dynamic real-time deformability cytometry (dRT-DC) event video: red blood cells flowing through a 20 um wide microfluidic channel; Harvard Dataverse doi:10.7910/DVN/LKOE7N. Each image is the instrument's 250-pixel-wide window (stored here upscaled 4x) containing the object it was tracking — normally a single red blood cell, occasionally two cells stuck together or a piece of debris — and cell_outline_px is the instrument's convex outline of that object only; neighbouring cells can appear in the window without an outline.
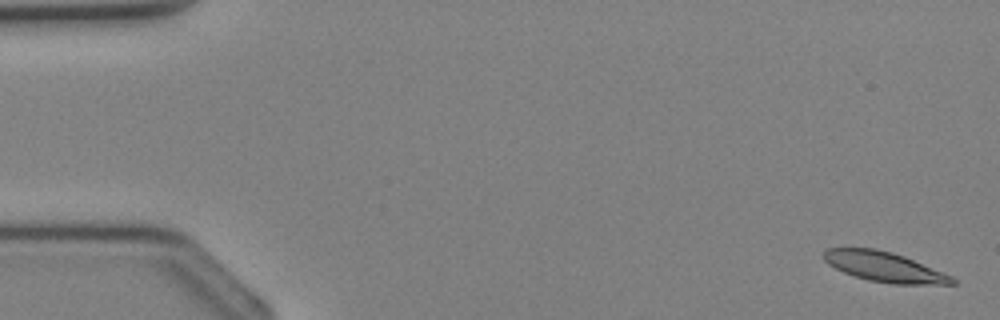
{"species": "Egyptian fruit bat (a non-hibernating species)", "species_latin": "Rousettus aegyptiacus", "temperature_condition": "cold", "stored_images_in_passage": 37, "camera_frame_rate_fps": 3000, "um_per_image_px": 0.085, "animal": {"sex": "female"}, "frame": {"image": 1, "passage_image": 1, "time_ms": 0.0, "image_size_px": [1000, 320], "cell_outline_px": [[956, 284], [892, 284], [868, 280], [844, 272], [828, 264], [820, 256], [828, 248], [876, 248], [892, 252], [904, 256], [952, 276], [956, 280]], "centroid_in_image_um": [75.15, 22.67], "position_along_channel_um": 9.9, "area_um2": 22.31}}
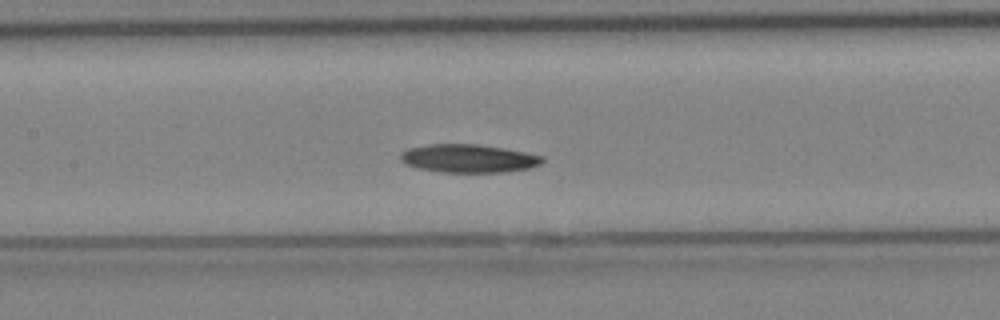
{"frame": {"image": 2, "passage_image": 17, "time_ms": 5.333, "image_size_px": [1000, 320], "cell_outline_px": [[544, 160], [540, 164], [528, 168], [504, 172], [440, 172], [416, 168], [404, 164], [400, 160], [400, 152], [408, 148], [428, 144], [476, 144], [504, 148], [544, 156]], "centroid_in_image_um": [39.77, 13.46], "position_along_channel_um": 167.6, "area_um2": 23.47}}
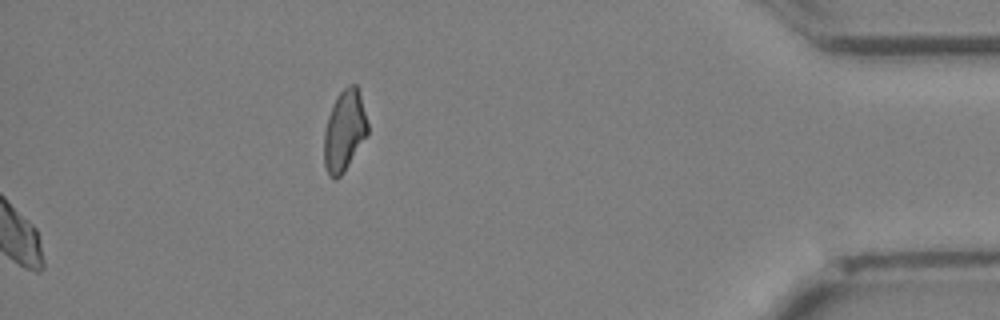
{"frame": {"image": 3, "passage_image": 37, "time_ms": 12.0, "image_size_px": [1000, 320], "cell_outline_px": [[368, 136], [344, 172], [336, 180], [328, 176], [324, 168], [324, 132], [328, 116], [336, 96], [348, 84], [356, 84], [360, 96], [368, 124]], "centroid_in_image_um": [29.27, 11.16], "position_along_channel_um": 405.9, "area_um2": 20.81}}